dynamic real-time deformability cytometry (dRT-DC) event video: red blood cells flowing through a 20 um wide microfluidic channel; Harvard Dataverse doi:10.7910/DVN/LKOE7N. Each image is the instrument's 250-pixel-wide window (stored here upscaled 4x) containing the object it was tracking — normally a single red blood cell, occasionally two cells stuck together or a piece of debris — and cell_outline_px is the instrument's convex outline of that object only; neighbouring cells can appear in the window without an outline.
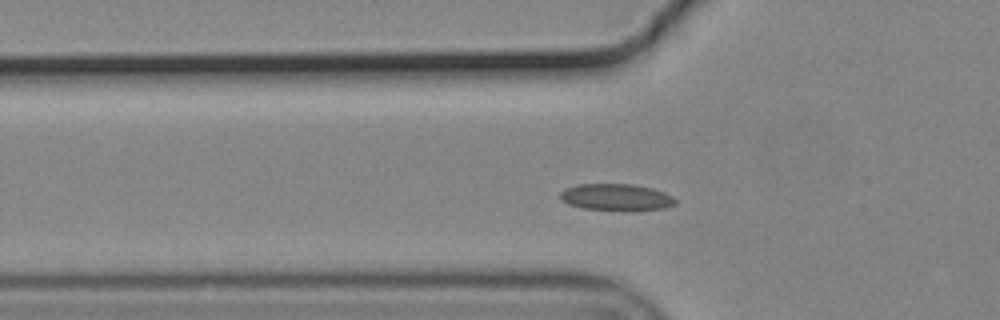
{"species": "common noctule bat (a hibernating species)", "species_latin": "Nyctalus noctula", "temperature_condition": "cold", "stored_images_in_passage": 43, "camera_frame_rate_fps": 3000, "um_per_image_px": 0.085, "animal": {"sex": "male", "body_mass_g": 19.2, "forearm_length_mm": 51.8}, "frame": {"image": 1, "passage_image": 5, "time_ms": 1.333, "image_size_px": [1000, 320], "cell_outline_px": [[676, 204], [664, 208], [632, 212], [628, 212], [584, 208], [568, 204], [560, 200], [560, 192], [564, 188], [576, 184], [632, 184], [652, 188], [664, 192], [672, 196], [676, 200]], "centroid_in_image_um": [52.38, 16.78], "position_along_channel_um": 73.4, "area_um2": 18.44}}
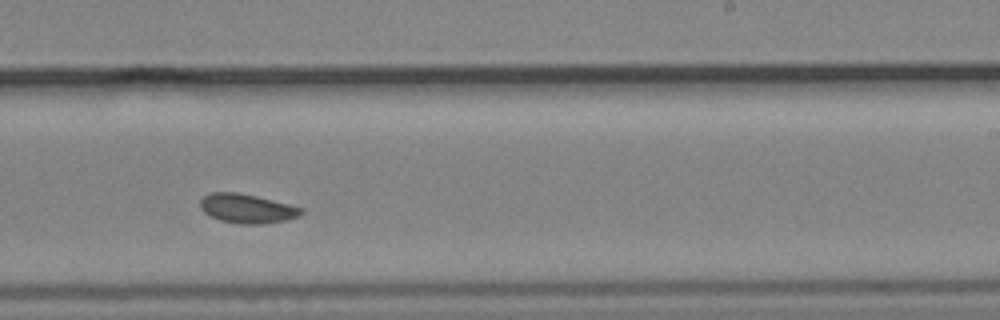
{"frame": {"image": 2, "passage_image": 21, "time_ms": 6.667, "image_size_px": [1000, 320], "cell_outline_px": [[304, 212], [300, 216], [284, 220], [260, 224], [240, 224], [220, 220], [208, 216], [200, 208], [200, 200], [204, 196], [212, 192], [236, 192], [256, 196], [304, 208]], "centroid_in_image_um": [20.98, 17.73], "position_along_channel_um": 268.0, "area_um2": 17.17}}
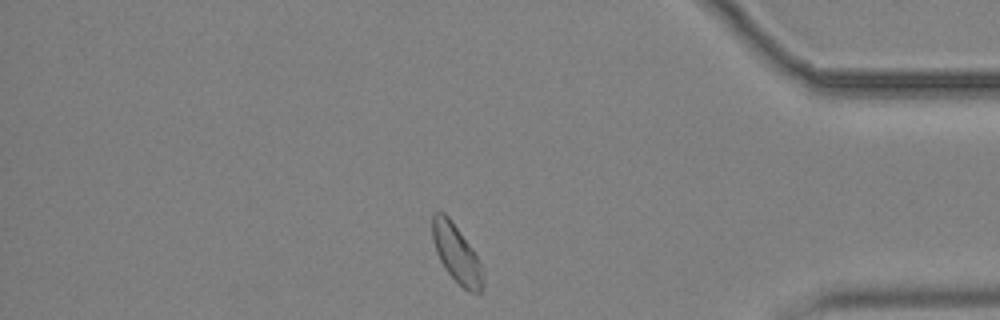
{"frame": {"image": 3, "passage_image": 34, "time_ms": 11.0, "image_size_px": [1000, 320], "cell_outline_px": [[484, 288], [480, 292], [468, 292], [448, 272], [440, 260], [436, 252], [432, 240], [432, 216], [436, 212], [444, 212], [448, 216], [468, 244], [476, 256], [480, 264], [484, 280]], "centroid_in_image_um": [38.79, 21.57], "position_along_channel_um": 396.4, "area_um2": 16.65}, "authors_computed_cell_mechanics": {"area_um2": 17.1666, "velocity_mm_per_s": 3.6387, "shape_relaxation_time_tau1_ms": 5.6073, "shape_relaxation_time_tau2_ms": 4.0729, "deformation_change_tau1": 0.0924, "deformation_change_tau2": 0.0473}}